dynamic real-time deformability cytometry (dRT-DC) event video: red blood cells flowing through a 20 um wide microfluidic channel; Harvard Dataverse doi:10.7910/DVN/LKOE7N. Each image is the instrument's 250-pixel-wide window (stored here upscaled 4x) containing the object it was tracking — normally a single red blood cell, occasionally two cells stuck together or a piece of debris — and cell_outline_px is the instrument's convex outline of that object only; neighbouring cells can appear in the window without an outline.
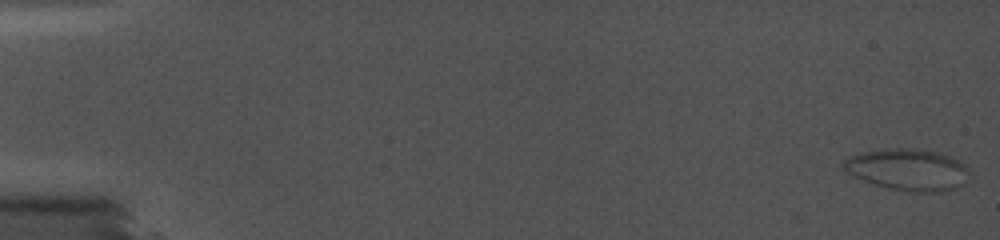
{"species": "common noctule bat (a hibernating species)", "species_latin": "Nyctalus noctula", "temperature_condition": "cold", "stored_images_in_passage": 50, "camera_frame_rate_fps": 5000, "um_per_image_px": 0.085, "animal": {"sex": "female", "body_mass_g": 19.0, "forearm_length_mm": 56.7}, "frame": {"image": 1, "passage_image": 1, "time_ms": 0.0, "image_size_px": [1000, 240], "cell_outline_px": [[968, 172], [964, 184], [956, 188], [944, 192], [908, 192], [888, 188], [864, 180], [848, 172], [840, 164], [848, 156], [860, 152], [896, 148], [908, 148], [936, 152], [948, 156], [964, 164], [968, 168]], "centroid_in_image_um": [77.16, 14.43], "position_along_channel_um": 7.8, "area_um2": 30.29}}
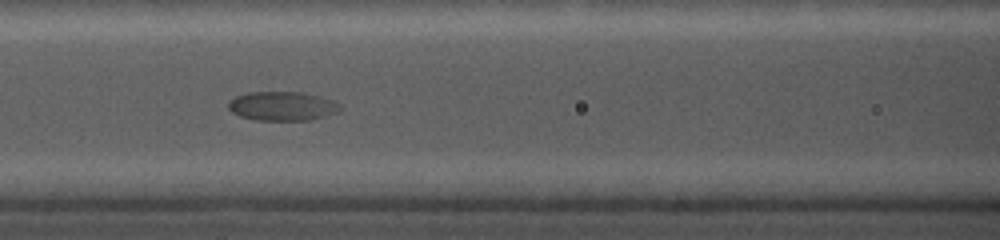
{"frame": {"image": 2, "passage_image": 32, "time_ms": 9.0, "image_size_px": [1000, 240], "cell_outline_px": [[344, 108], [340, 112], [308, 120], [256, 120], [240, 116], [232, 112], [228, 108], [228, 100], [236, 96], [248, 92], [300, 92], [320, 96], [332, 100], [340, 104]], "centroid_in_image_um": [24.01, 9.01], "position_along_channel_um": 142.6, "area_um2": 19.07}}
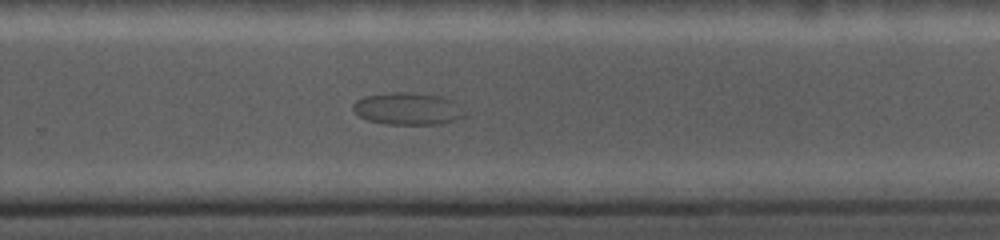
{"frame": {"image": 3, "passage_image": 44, "time_ms": 13.4, "image_size_px": [1000, 240], "cell_outline_px": [[468, 116], [440, 124], [384, 124], [364, 120], [352, 108], [352, 104], [356, 100], [364, 96], [392, 92], [416, 92], [440, 96], [452, 100]], "centroid_in_image_um": [34.63, 9.24], "position_along_channel_um": 295.2, "area_um2": 21.1}}